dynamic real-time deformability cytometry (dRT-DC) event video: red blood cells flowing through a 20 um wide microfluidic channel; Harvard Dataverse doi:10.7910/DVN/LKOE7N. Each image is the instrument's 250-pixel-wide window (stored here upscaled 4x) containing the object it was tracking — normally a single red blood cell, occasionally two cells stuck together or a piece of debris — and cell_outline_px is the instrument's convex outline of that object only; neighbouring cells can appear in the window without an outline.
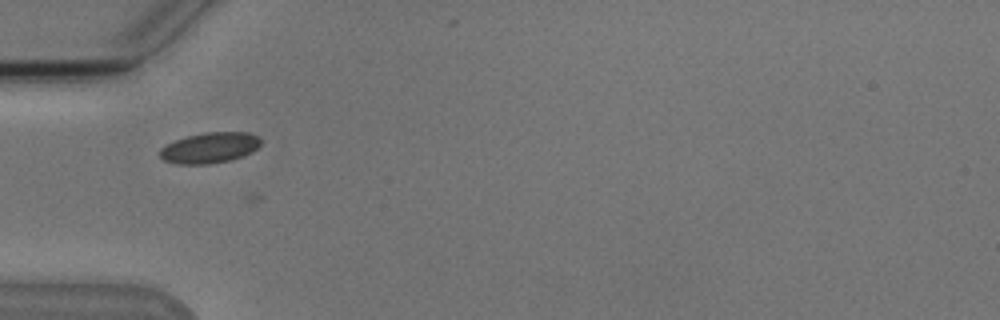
{"species": "Egyptian fruit bat (a non-hibernating species)", "species_latin": "Rousettus aegyptiacus", "temperature_condition": "cold", "stored_images_in_passage": 8, "camera_frame_rate_fps": 3000, "um_per_image_px": 0.085, "animal": {"sex": "male"}, "frame": {"image": 1, "passage_image": 5, "time_ms": 5.333, "image_size_px": [1000, 320], "cell_outline_px": [[260, 144], [252, 152], [228, 160], [208, 164], [176, 164], [164, 160], [160, 156], [160, 148], [176, 140], [188, 136], [204, 132], [248, 132], [256, 136], [260, 140]], "centroid_in_image_um": [17.8, 12.56], "position_along_channel_um": 67.2, "area_um2": 17.74}}
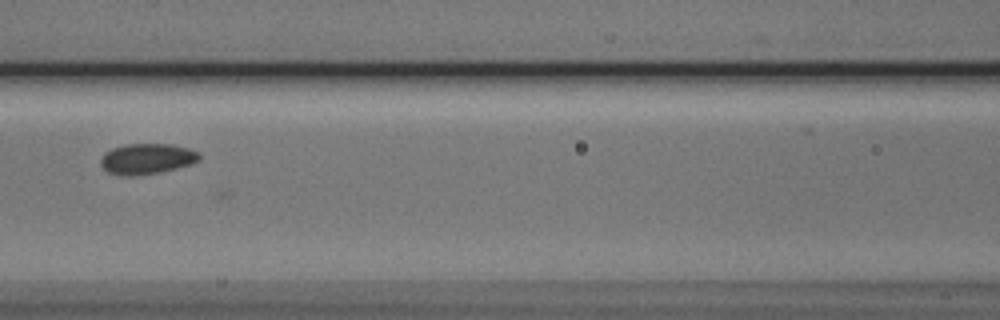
{"frame": {"image": 2, "passage_image": 7, "time_ms": 7.667, "image_size_px": [1000, 320], "cell_outline_px": [[200, 160], [192, 164], [160, 172], [132, 176], [128, 176], [108, 172], [100, 164], [100, 160], [104, 152], [112, 148], [124, 144], [172, 144], [188, 148], [200, 152]], "centroid_in_image_um": [12.5, 13.49], "position_along_channel_um": 154.1, "area_um2": 17.69}}